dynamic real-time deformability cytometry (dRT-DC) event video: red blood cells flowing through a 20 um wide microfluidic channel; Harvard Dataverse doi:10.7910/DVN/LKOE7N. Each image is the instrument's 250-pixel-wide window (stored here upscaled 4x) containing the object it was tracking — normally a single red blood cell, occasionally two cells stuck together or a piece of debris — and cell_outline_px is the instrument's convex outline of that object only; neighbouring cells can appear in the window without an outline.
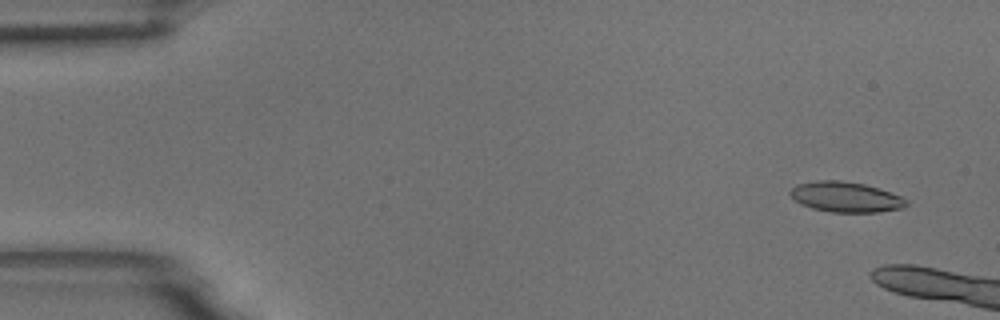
{"species": "common noctule bat (a hibernating species)", "species_latin": "Nyctalus noctula", "temperature_condition": "room temperature", "stored_images_in_passage": 4, "camera_frame_rate_fps": 3000, "um_per_image_px": 0.085, "animal": {"sex": "male", "body_mass_g": 18.8}, "frame": {"image": 1, "passage_image": 2, "time_ms": 0.333, "image_size_px": [1000, 320], "cell_outline_px": [[908, 204], [904, 208], [880, 212], [828, 212], [812, 208], [800, 204], [788, 192], [796, 184], [816, 180], [840, 180], [864, 184], [880, 188], [900, 196], [908, 200]], "centroid_in_image_um": [71.9, 16.74], "position_along_channel_um": 13.1, "area_um2": 20.69}}